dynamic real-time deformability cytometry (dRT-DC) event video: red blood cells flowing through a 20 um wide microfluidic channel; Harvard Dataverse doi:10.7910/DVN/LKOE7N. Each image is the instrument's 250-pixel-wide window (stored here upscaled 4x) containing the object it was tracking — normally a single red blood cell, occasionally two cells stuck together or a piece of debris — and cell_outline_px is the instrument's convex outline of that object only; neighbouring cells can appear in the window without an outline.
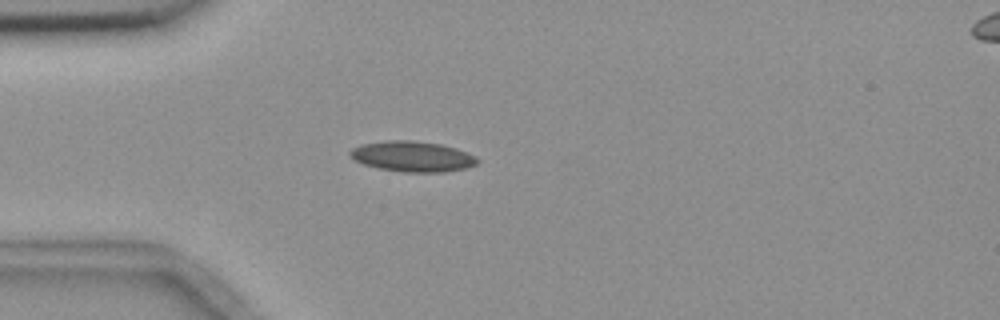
{"species": "common noctule bat (a hibernating species)", "species_latin": "Nyctalus noctula", "temperature_condition": "room temperature", "stored_images_in_passage": 2, "camera_frame_rate_fps": 3000, "um_per_image_px": 0.085, "animal": {"sex": "female", "body_mass_g": 18.4}, "frame": {"image": 1, "passage_image": 1, "time_ms": 0.0, "image_size_px": [1000, 320], "cell_outline_px": [[480, 160], [476, 164], [468, 168], [444, 172], [404, 172], [380, 168], [364, 164], [348, 156], [348, 152], [352, 148], [360, 144], [384, 140], [412, 140], [440, 144], [456, 148], [468, 152], [476, 156]], "centroid_in_image_um": [35.07, 13.29], "position_along_channel_um": 49.9, "area_um2": 22.83}}